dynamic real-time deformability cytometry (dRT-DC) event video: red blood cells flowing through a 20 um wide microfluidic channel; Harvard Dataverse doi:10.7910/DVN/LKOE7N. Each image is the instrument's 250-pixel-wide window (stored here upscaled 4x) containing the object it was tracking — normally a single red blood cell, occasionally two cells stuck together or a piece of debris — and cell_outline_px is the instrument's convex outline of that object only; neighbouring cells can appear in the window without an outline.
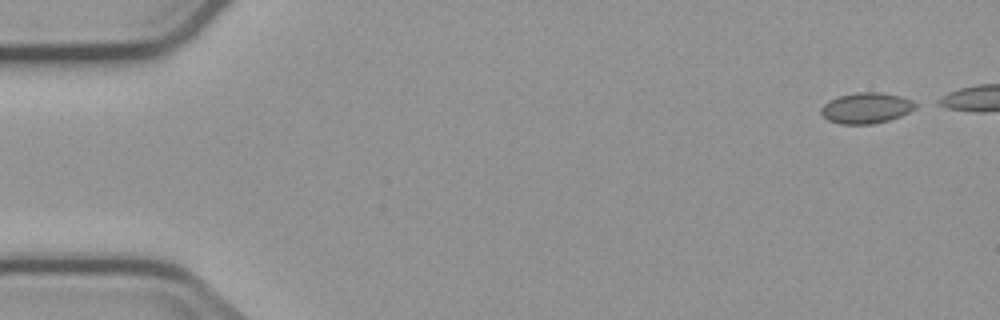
{"species": "common noctule bat (a hibernating species)", "species_latin": "Nyctalus noctula", "temperature_condition": "cold", "stored_images_in_passage": 8, "camera_frame_rate_fps": 3000, "um_per_image_px": 0.085, "animal": {"sex": "male", "body_mass_g": 23.1, "forearm_length_mm": 52.7}, "frame": {"image": 1, "passage_image": 1, "time_ms": 0.0, "image_size_px": [1000, 320], "cell_outline_px": [[920, 104], [916, 108], [900, 116], [888, 120], [872, 124], [840, 124], [828, 120], [820, 112], [820, 108], [824, 104], [840, 96], [856, 92], [880, 92], [900, 96], [912, 100]], "centroid_in_image_um": [73.66, 9.18], "position_along_channel_um": 11.3, "area_um2": 16.88}}
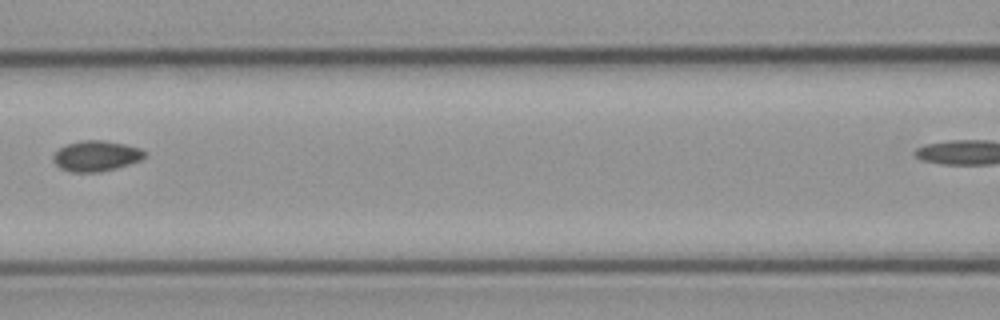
{"frame": {"image": 2, "passage_image": 6, "time_ms": 7.333, "image_size_px": [1000, 320], "cell_outline_px": [[148, 152], [140, 160], [116, 168], [100, 172], [68, 172], [60, 168], [52, 160], [52, 156], [60, 148], [68, 144], [80, 140], [104, 140], [124, 144], [140, 148]], "centroid_in_image_um": [8.16, 13.26], "position_along_channel_um": 158.4, "area_um2": 16.3}}
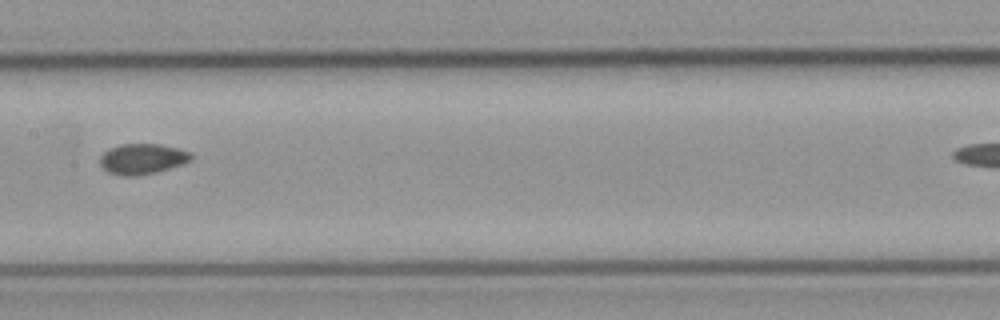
{"frame": {"image": 3, "passage_image": 7, "time_ms": 8.333, "image_size_px": [1000, 320], "cell_outline_px": [[192, 160], [184, 164], [156, 172], [136, 176], [120, 176], [108, 172], [100, 164], [100, 156], [108, 148], [120, 144], [156, 144], [176, 148], [192, 152]], "centroid_in_image_um": [12.1, 13.51], "position_along_channel_um": 195.3, "area_um2": 16.3}}